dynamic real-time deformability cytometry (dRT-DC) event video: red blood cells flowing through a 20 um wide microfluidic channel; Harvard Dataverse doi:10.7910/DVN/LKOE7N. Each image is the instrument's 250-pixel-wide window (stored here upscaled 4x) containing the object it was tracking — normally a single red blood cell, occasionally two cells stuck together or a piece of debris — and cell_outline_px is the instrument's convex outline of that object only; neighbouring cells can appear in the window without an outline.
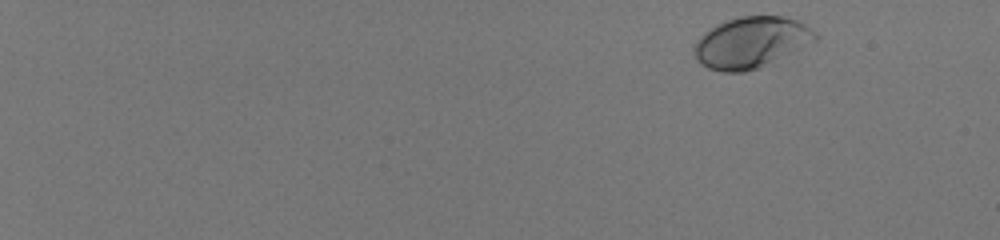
{"species": "human", "species_latin": "Homo sapiens", "temperature_condition": "room temperature", "stored_images_in_passage": 53, "camera_frame_rate_fps": 3000, "um_per_image_px": 0.085, "donor": {"sex": "male"}, "frame": {"image": 1, "passage_image": 3, "time_ms": 0.667, "image_size_px": [1000, 240], "cell_outline_px": [[820, 36], [816, 40], [760, 68], [744, 72], [724, 72], [708, 68], [700, 64], [696, 60], [692, 52], [692, 48], [696, 40], [704, 32], [716, 24], [740, 16], [780, 16], [796, 20], [804, 24], [816, 32]], "centroid_in_image_um": [63.79, 3.61], "position_along_channel_um": 21.2, "area_um2": 36.13}}
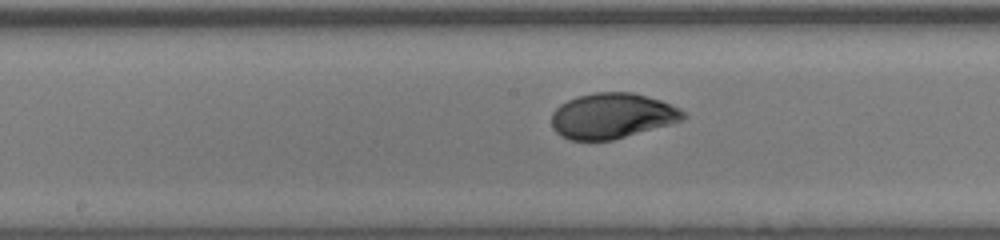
{"frame": {"image": 2, "passage_image": 32, "time_ms": 10.333, "image_size_px": [1000, 240], "cell_outline_px": [[688, 116], [672, 124], [612, 140], [568, 140], [560, 136], [552, 128], [552, 112], [560, 104], [576, 96], [596, 92], [632, 92], [660, 100], [680, 108]], "centroid_in_image_um": [52.01, 9.85], "position_along_channel_um": 196.2, "area_um2": 34.97}}
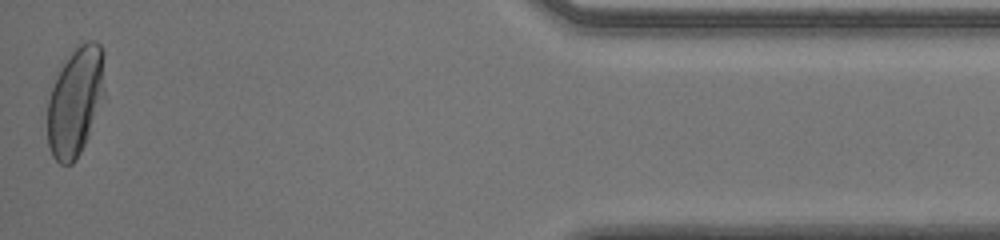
{"frame": {"image": 3, "passage_image": 53, "time_ms": 17.333, "image_size_px": [1000, 240], "cell_outline_px": [[104, 100], [88, 136], [76, 160], [72, 164], [60, 164], [52, 156], [48, 144], [48, 100], [56, 76], [72, 52], [80, 44], [88, 40], [96, 40], [100, 44], [104, 52]], "centroid_in_image_um": [6.44, 8.62], "position_along_channel_um": 428.8, "area_um2": 36.36}, "authors_computed_cell_mechanics": {"area_um2": 35.1424, "velocity_mm_per_s": 4.0375, "shape_relaxation_time_tau1_ms": 2.555, "shape_relaxation_time_tau2_ms": null, "deformation_change_tau1": 0.1627, "deformation_change_tau2": null}}